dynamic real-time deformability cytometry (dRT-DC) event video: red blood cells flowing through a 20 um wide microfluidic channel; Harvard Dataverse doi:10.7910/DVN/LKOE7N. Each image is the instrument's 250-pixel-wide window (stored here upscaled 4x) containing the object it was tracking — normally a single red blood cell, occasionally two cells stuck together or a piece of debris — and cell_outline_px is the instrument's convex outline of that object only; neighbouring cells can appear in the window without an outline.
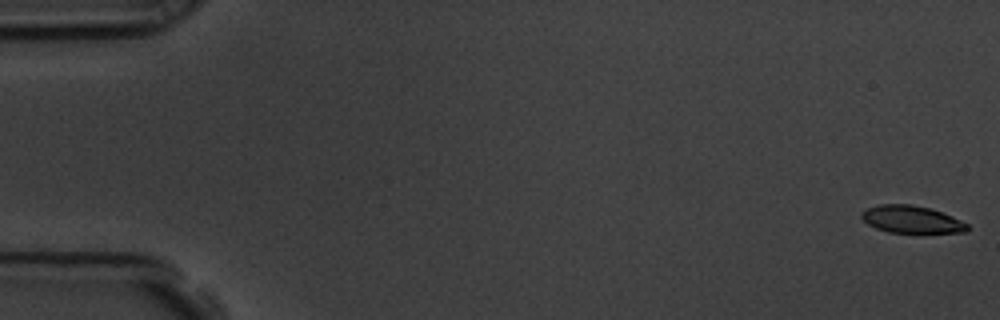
{"species": "common noctule bat (a hibernating species)", "species_latin": "Nyctalus noctula", "temperature_condition": "room temperature", "stored_images_in_passage": 57, "camera_frame_rate_fps": 3000, "um_per_image_px": 0.085, "animal": {"sex": "male", "body_mass_g": 19.5, "forearm_length_mm": 54.6}, "frame": {"image": 1, "passage_image": 1, "time_ms": 0.0, "image_size_px": [1000, 320], "cell_outline_px": [[968, 232], [888, 232], [876, 228], [868, 224], [860, 216], [860, 212], [876, 204], [912, 204], [932, 208], [952, 216], [968, 224]], "centroid_in_image_um": [77.46, 18.63], "position_along_channel_um": 7.5, "area_um2": 16.88}}
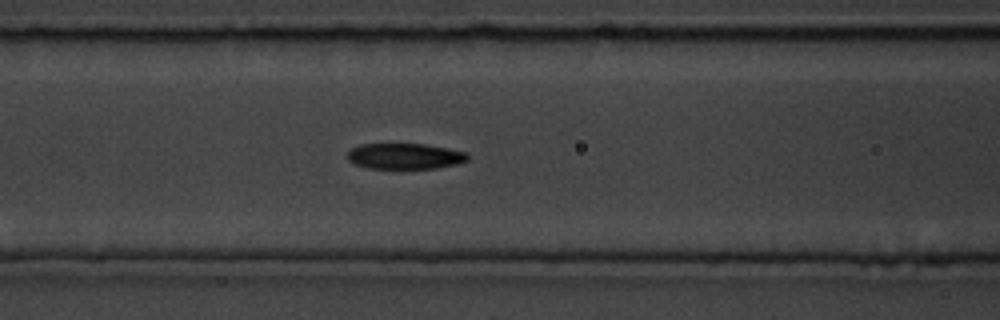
{"frame": {"image": 2, "passage_image": 24, "time_ms": 7.667, "image_size_px": [1000, 320], "cell_outline_px": [[468, 160], [456, 164], [436, 168], [368, 168], [352, 164], [348, 160], [348, 152], [352, 148], [360, 144], [424, 144], [448, 148], [468, 152]], "centroid_in_image_um": [34.41, 13.27], "position_along_channel_um": 132.2, "area_um2": 18.09}}
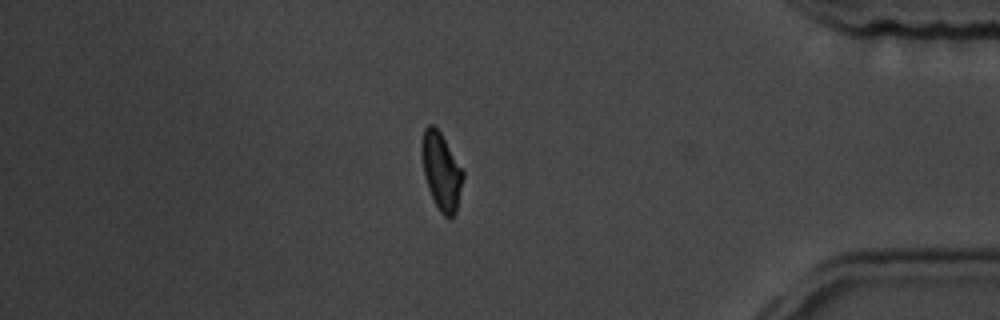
{"frame": {"image": 3, "passage_image": 49, "time_ms": 16.0, "image_size_px": [1000, 320], "cell_outline_px": [[464, 176], [456, 212], [452, 216], [444, 216], [440, 212], [428, 188], [424, 176], [420, 152], [420, 148], [424, 128], [428, 124], [432, 124], [440, 132], [464, 168]], "centroid_in_image_um": [37.51, 14.51], "position_along_channel_um": 397.7, "area_um2": 18.79}, "authors_computed_cell_mechanics": {"area_um2": 18.7272, "velocity_mm_per_s": 3.5907, "shape_relaxation_time_tau1_ms": 2.8513, "shape_relaxation_time_tau2_ms": 2.9243, "deformation_change_tau1": 0.1442, "deformation_change_tau2": 0.0773}}